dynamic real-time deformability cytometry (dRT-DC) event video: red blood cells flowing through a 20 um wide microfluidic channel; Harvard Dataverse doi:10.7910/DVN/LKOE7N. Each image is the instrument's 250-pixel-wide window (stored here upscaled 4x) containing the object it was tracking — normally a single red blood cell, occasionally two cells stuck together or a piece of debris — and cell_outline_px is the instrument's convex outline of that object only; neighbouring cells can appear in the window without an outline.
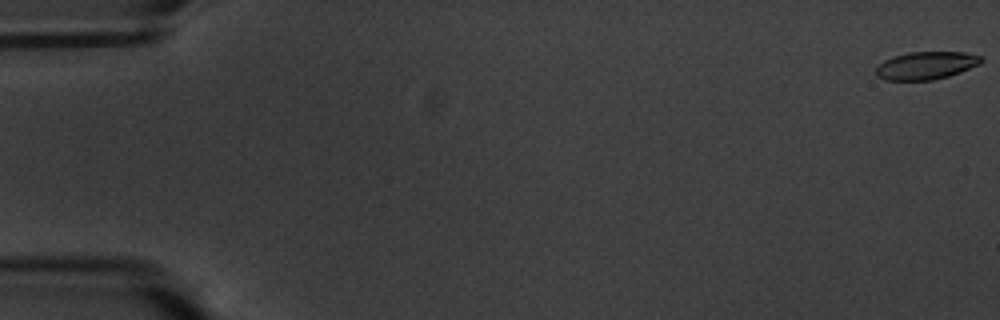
{"species": "common noctule bat (a hibernating species)", "species_latin": "Nyctalus noctula", "temperature_condition": "warm", "stored_images_in_passage": 59, "camera_frame_rate_fps": 3000, "um_per_image_px": 0.085, "animal": {"sex": "male", "body_mass_g": 20.1, "forearm_length_mm": 53.5}, "frame": {"image": 1, "passage_image": 1, "time_ms": 0.0, "image_size_px": [1000, 320], "cell_outline_px": [[984, 60], [980, 64], [960, 72], [948, 76], [932, 80], [884, 80], [876, 76], [876, 68], [884, 60], [892, 56], [908, 52], [964, 52], [980, 56]], "centroid_in_image_um": [78.7, 5.56], "position_along_channel_um": 6.3, "area_um2": 17.05}}
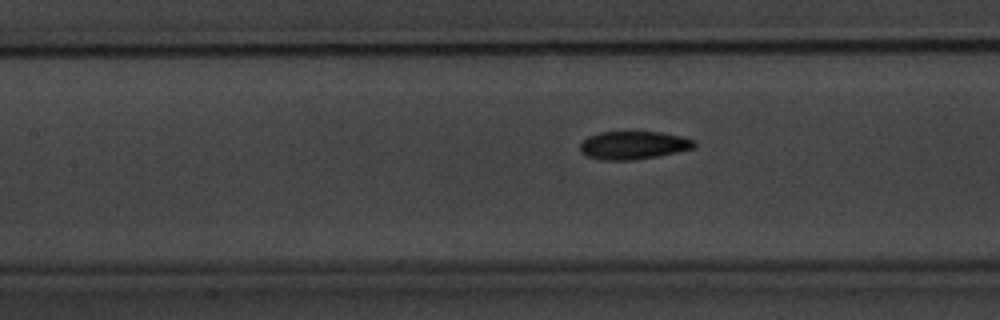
{"frame": {"image": 2, "passage_image": 27, "time_ms": 8.667, "image_size_px": [1000, 320], "cell_outline_px": [[696, 144], [692, 148], [676, 152], [656, 156], [632, 160], [600, 160], [588, 156], [580, 152], [580, 144], [588, 136], [600, 132], [660, 132], [680, 136], [696, 140]], "centroid_in_image_um": [53.81, 12.34], "position_along_channel_um": 153.6, "area_um2": 18.55}}
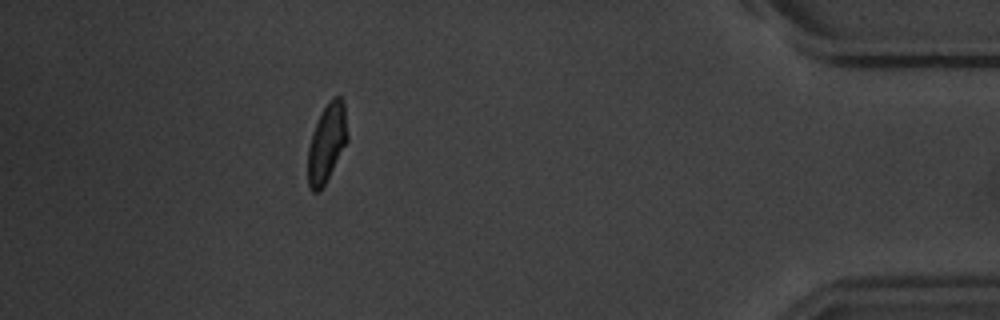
{"frame": {"image": 3, "passage_image": 53, "time_ms": 17.333, "image_size_px": [1000, 320], "cell_outline_px": [[348, 140], [320, 192], [312, 192], [308, 184], [308, 148], [312, 132], [328, 100], [332, 96], [340, 96], [344, 100], [348, 136]], "centroid_in_image_um": [27.78, 12.13], "position_along_channel_um": 407.4, "area_um2": 18.03}, "authors_computed_cell_mechanics": {"area_um2": 18.3226, "velocity_mm_per_s": 3.4951, "shape_relaxation_time_tau1_ms": 2.9497, "shape_relaxation_time_tau2_ms": 1.9279, "deformation_change_tau1": 0.1365, "deformation_change_tau2": 0.0779}}